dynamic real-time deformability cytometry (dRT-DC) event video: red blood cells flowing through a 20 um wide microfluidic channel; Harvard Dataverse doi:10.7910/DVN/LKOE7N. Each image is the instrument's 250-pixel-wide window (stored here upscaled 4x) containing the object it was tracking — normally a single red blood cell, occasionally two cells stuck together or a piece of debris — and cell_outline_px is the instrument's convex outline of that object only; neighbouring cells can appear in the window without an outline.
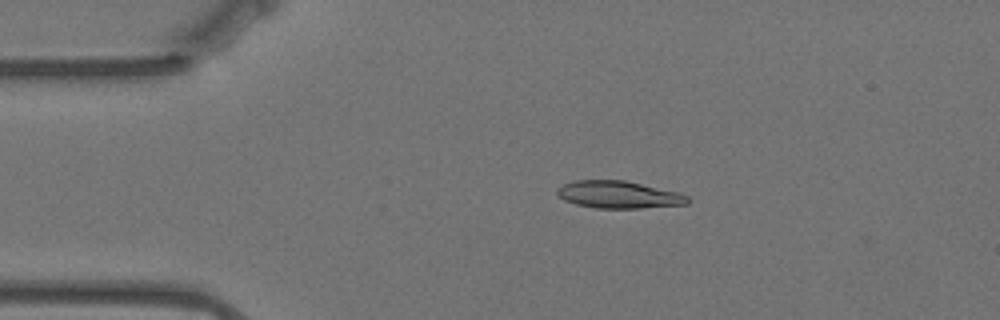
{"species": "Egyptian fruit bat (a non-hibernating species)", "species_latin": "Rousettus aegyptiacus", "temperature_condition": "warm", "stored_images_in_passage": 51, "camera_frame_rate_fps": 3000, "um_per_image_px": 0.085, "animal": {"sex": "female"}, "frame": {"image": 1, "passage_image": 5, "time_ms": 1.333, "image_size_px": [1000, 320], "cell_outline_px": [[692, 200], [688, 204], [640, 208], [596, 208], [576, 204], [564, 200], [556, 192], [556, 188], [564, 184], [576, 180], [624, 180], [680, 192], [688, 196]], "centroid_in_image_um": [52.63, 16.54], "position_along_channel_um": 32.4, "area_um2": 20.87}}
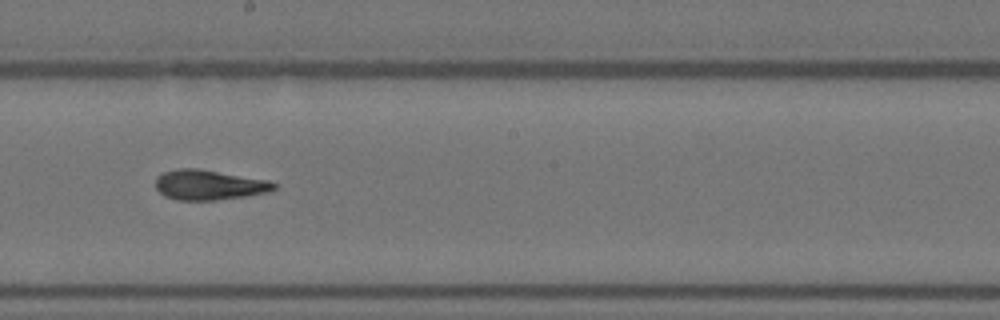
{"frame": {"image": 2, "passage_image": 25, "time_ms": 8.0, "image_size_px": [1000, 320], "cell_outline_px": [[276, 188], [268, 192], [244, 196], [216, 200], [176, 200], [164, 196], [156, 188], [156, 176], [164, 172], [180, 168], [200, 168], [268, 180], [276, 184]], "centroid_in_image_um": [17.75, 15.71], "position_along_channel_um": 230.5, "area_um2": 20.75}}
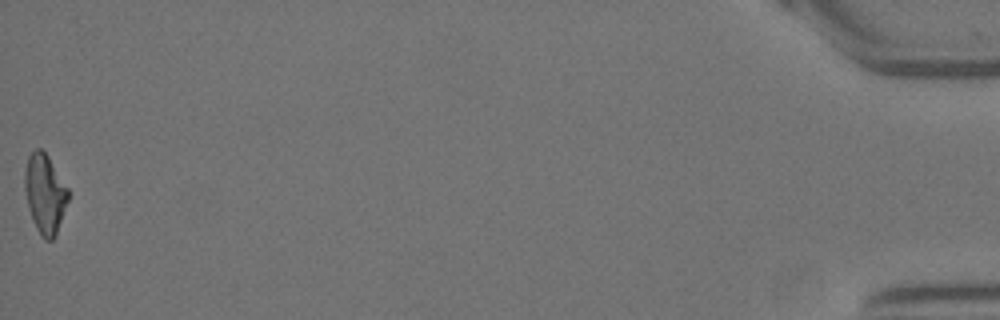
{"frame": {"image": 3, "passage_image": 51, "time_ms": 16.667, "image_size_px": [1000, 320], "cell_outline_px": [[68, 200], [56, 236], [52, 240], [44, 240], [40, 236], [32, 220], [28, 208], [24, 188], [24, 172], [28, 156], [36, 148], [40, 148], [48, 156], [68, 188]], "centroid_in_image_um": [3.8, 16.49], "position_along_channel_um": 431.4, "area_um2": 20.17}, "authors_computed_cell_mechanics": {"area_um2": 20.519, "velocity_mm_per_s": 3.528, "shape_relaxation_time_tau1_ms": null, "shape_relaxation_time_tau2_ms": 3.1494, "deformation_change_tau1": null, "deformation_change_tau2": 0.1079}}